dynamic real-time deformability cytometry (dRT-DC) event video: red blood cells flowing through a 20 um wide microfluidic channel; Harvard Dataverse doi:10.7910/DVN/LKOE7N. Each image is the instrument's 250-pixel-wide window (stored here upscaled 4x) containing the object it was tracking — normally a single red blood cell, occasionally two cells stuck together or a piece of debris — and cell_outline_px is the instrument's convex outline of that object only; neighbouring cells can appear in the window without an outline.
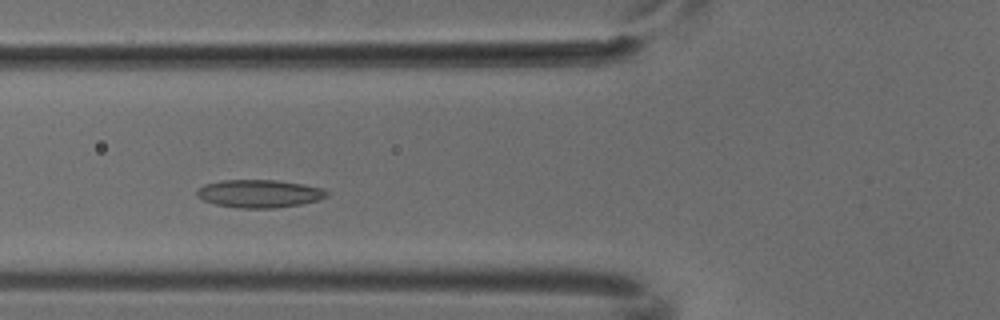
{"species": "common noctule bat (a hibernating species)", "species_latin": "Nyctalus noctula", "temperature_condition": "cold", "stored_images_in_passage": 4, "camera_frame_rate_fps": 3000, "um_per_image_px": 0.085, "animal": {"sex": "male", "body_mass_g": 18.8}, "frame": {"image": 1, "passage_image": 4, "time_ms": 1.0, "image_size_px": [1000, 320], "cell_outline_px": [[328, 196], [320, 200], [300, 204], [276, 208], [236, 208], [216, 204], [204, 200], [196, 196], [196, 192], [204, 184], [220, 180], [276, 180], [304, 184], [320, 188], [328, 192]], "centroid_in_image_um": [22.04, 16.46], "position_along_channel_um": 103.8, "area_um2": 21.15}}